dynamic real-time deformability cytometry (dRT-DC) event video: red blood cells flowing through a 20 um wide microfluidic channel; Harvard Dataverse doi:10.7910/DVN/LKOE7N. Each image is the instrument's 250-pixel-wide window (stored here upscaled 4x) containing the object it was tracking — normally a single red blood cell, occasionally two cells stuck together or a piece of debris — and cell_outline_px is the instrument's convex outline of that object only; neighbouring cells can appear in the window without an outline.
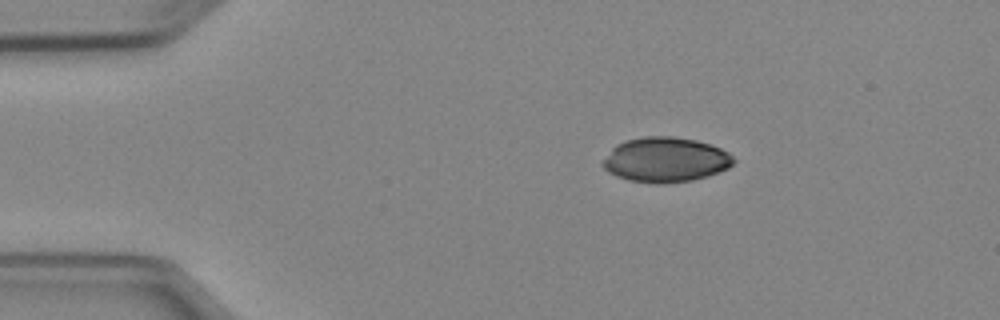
{"species": "Egyptian fruit bat (a non-hibernating species)", "species_latin": "Rousettus aegyptiacus", "temperature_condition": "cold", "stored_images_in_passage": 6, "camera_frame_rate_fps": 3000, "um_per_image_px": 0.085, "animal": {"sex": "female"}, "frame": {"image": 1, "passage_image": 1, "time_ms": 0.0, "image_size_px": [1000, 320], "cell_outline_px": [[736, 160], [728, 168], [708, 176], [692, 180], [628, 180], [616, 176], [608, 172], [604, 168], [604, 160], [612, 148], [616, 144], [624, 140], [644, 136], [672, 136], [696, 140], [720, 148], [728, 152]], "centroid_in_image_um": [56.58, 13.52], "position_along_channel_um": 28.4, "area_um2": 33.18}}